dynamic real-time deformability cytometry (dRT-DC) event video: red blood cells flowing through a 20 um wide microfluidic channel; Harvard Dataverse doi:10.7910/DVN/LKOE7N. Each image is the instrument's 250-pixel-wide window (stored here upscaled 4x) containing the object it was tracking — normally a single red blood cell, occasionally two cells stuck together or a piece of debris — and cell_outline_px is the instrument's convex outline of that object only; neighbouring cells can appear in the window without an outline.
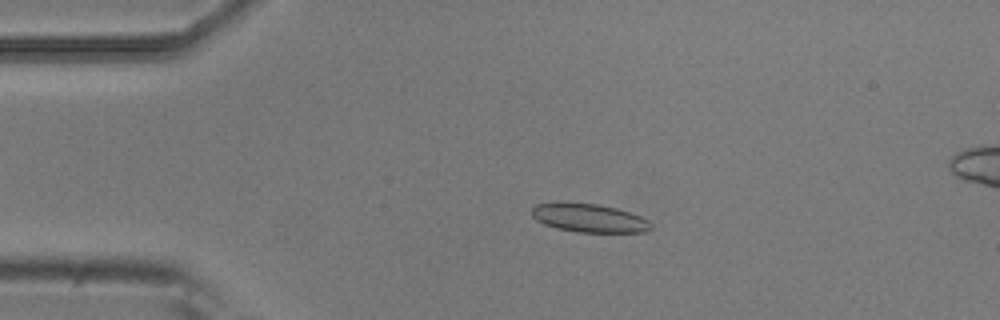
{"species": "common noctule bat (a hibernating species)", "species_latin": "Nyctalus noctula", "temperature_condition": "room temperature", "stored_images_in_passage": 4, "camera_frame_rate_fps": 3000, "um_per_image_px": 0.085, "animal": {"sex": "male", "body_mass_g": 20.5, "forearm_length_mm": 52.5}, "frame": {"image": 1, "passage_image": 2, "time_ms": 0.333, "image_size_px": [1000, 320], "cell_outline_px": [[652, 228], [644, 232], [576, 232], [556, 228], [544, 224], [536, 220], [532, 216], [532, 208], [536, 204], [596, 204], [616, 208], [640, 216], [648, 220], [652, 224]], "centroid_in_image_um": [50.1, 18.56], "position_along_channel_um": 34.9, "area_um2": 19.31}}